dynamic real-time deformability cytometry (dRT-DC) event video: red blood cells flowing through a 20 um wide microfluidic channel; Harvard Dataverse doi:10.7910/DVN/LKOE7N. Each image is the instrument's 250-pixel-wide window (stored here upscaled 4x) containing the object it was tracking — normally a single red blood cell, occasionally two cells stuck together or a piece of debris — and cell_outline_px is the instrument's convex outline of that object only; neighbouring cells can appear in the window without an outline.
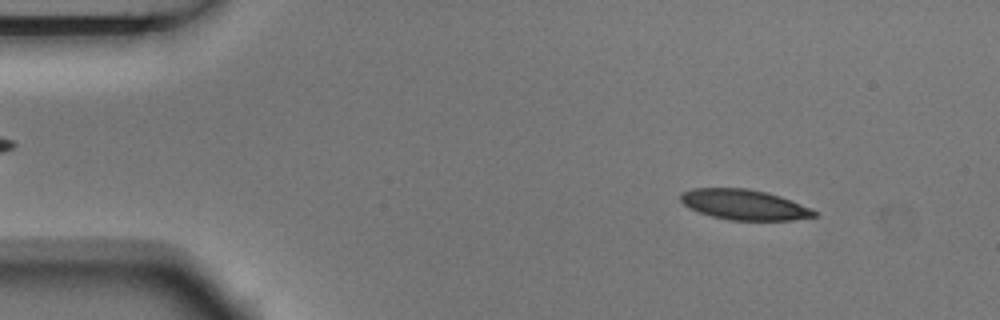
{"species": "Egyptian fruit bat (a non-hibernating species)", "species_latin": "Rousettus aegyptiacus", "temperature_condition": "room temperature", "stored_images_in_passage": 4, "camera_frame_rate_fps": 3000, "um_per_image_px": 0.085, "animal": {"sex": "male"}, "frame": {"image": 1, "passage_image": 2, "time_ms": 0.333, "image_size_px": [1000, 320], "cell_outline_px": [[816, 216], [792, 220], [728, 220], [712, 216], [700, 212], [684, 204], [680, 200], [680, 192], [692, 188], [748, 188], [768, 192], [792, 200], [816, 212]], "centroid_in_image_um": [63.23, 17.38], "position_along_channel_um": 21.8, "area_um2": 23.47}}